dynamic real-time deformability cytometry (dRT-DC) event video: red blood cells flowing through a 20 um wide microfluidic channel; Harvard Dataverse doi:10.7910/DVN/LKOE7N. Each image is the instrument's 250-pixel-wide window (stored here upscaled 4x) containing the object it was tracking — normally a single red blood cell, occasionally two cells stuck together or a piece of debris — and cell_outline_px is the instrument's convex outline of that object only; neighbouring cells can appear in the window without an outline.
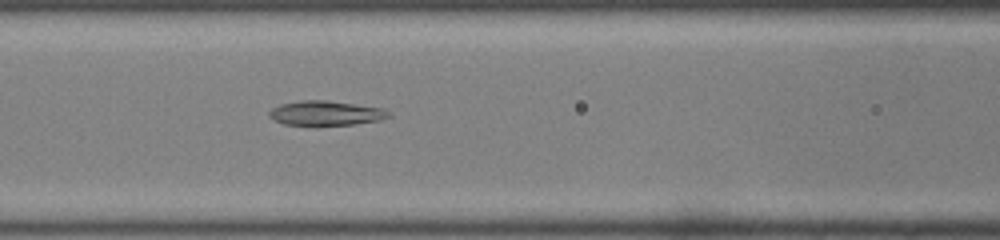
{"species": "common noctule bat (a hibernating species)", "species_latin": "Nyctalus noctula", "temperature_condition": "room temperature", "stored_images_in_passage": 51, "camera_frame_rate_fps": 3000, "um_per_image_px": 0.085, "animal": {"sex": "male", "body_mass_g": 19.0, "forearm_length_mm": 50.8}, "frame": {"image": 1, "passage_image": 22, "time_ms": 7.0, "image_size_px": [1000, 240], "cell_outline_px": [[392, 116], [380, 120], [352, 124], [316, 128], [284, 124], [268, 116], [268, 112], [272, 108], [280, 104], [300, 100], [328, 100], [380, 108], [388, 112]], "centroid_in_image_um": [27.63, 9.65], "position_along_channel_um": 139.0, "area_um2": 17.69}}
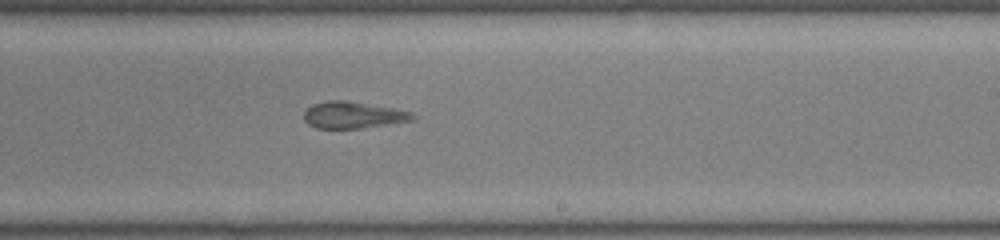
{"frame": {"image": 2, "passage_image": 31, "time_ms": 10.0, "image_size_px": [1000, 240], "cell_outline_px": [[416, 120], [364, 128], [316, 128], [308, 124], [304, 120], [304, 112], [312, 104], [328, 100], [348, 100], [392, 108], [412, 112], [416, 116]], "centroid_in_image_um": [30.03, 9.78], "position_along_channel_um": 259.0, "area_um2": 17.05}}
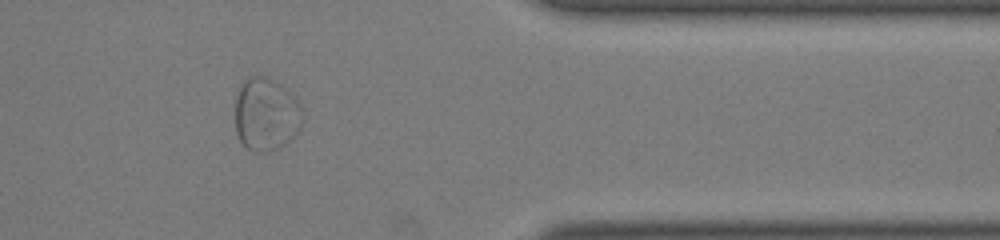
{"frame": {"image": 3, "passage_image": 42, "time_ms": 13.667, "image_size_px": [1000, 240], "cell_outline_px": [[304, 120], [300, 128], [280, 148], [268, 152], [256, 152], [248, 148], [240, 140], [236, 132], [236, 96], [244, 76], [268, 76], [284, 84], [296, 96], [304, 112]], "centroid_in_image_um": [22.65, 9.66], "position_along_channel_um": 388.7, "area_um2": 29.42}}